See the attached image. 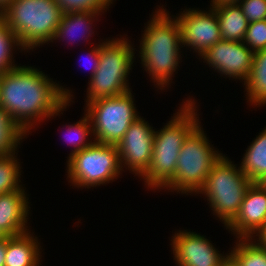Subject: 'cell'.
I'll return each mask as SVG.
<instances>
[{
  "label": "cell",
  "instance_id": "obj_2",
  "mask_svg": "<svg viewBox=\"0 0 266 266\" xmlns=\"http://www.w3.org/2000/svg\"><path fill=\"white\" fill-rule=\"evenodd\" d=\"M160 8L159 6L145 24L139 56L142 67L151 76L154 86L162 91L173 82L174 72L180 68V50L183 47L178 21L173 15L170 16L163 5Z\"/></svg>",
  "mask_w": 266,
  "mask_h": 266
},
{
  "label": "cell",
  "instance_id": "obj_35",
  "mask_svg": "<svg viewBox=\"0 0 266 266\" xmlns=\"http://www.w3.org/2000/svg\"><path fill=\"white\" fill-rule=\"evenodd\" d=\"M14 0H0V12H2Z\"/></svg>",
  "mask_w": 266,
  "mask_h": 266
},
{
  "label": "cell",
  "instance_id": "obj_19",
  "mask_svg": "<svg viewBox=\"0 0 266 266\" xmlns=\"http://www.w3.org/2000/svg\"><path fill=\"white\" fill-rule=\"evenodd\" d=\"M222 40L243 41L249 22L238 3L212 6Z\"/></svg>",
  "mask_w": 266,
  "mask_h": 266
},
{
  "label": "cell",
  "instance_id": "obj_5",
  "mask_svg": "<svg viewBox=\"0 0 266 266\" xmlns=\"http://www.w3.org/2000/svg\"><path fill=\"white\" fill-rule=\"evenodd\" d=\"M205 134L199 124L188 135L179 152L175 175L162 189L196 195L203 188L212 166L223 155Z\"/></svg>",
  "mask_w": 266,
  "mask_h": 266
},
{
  "label": "cell",
  "instance_id": "obj_16",
  "mask_svg": "<svg viewBox=\"0 0 266 266\" xmlns=\"http://www.w3.org/2000/svg\"><path fill=\"white\" fill-rule=\"evenodd\" d=\"M27 232L7 237L5 266H39L41 265V246L38 237Z\"/></svg>",
  "mask_w": 266,
  "mask_h": 266
},
{
  "label": "cell",
  "instance_id": "obj_3",
  "mask_svg": "<svg viewBox=\"0 0 266 266\" xmlns=\"http://www.w3.org/2000/svg\"><path fill=\"white\" fill-rule=\"evenodd\" d=\"M188 99L182 102L162 129L154 130L151 164L140 177L150 190L159 191L174 177L180 149L188 135L201 123L195 98Z\"/></svg>",
  "mask_w": 266,
  "mask_h": 266
},
{
  "label": "cell",
  "instance_id": "obj_6",
  "mask_svg": "<svg viewBox=\"0 0 266 266\" xmlns=\"http://www.w3.org/2000/svg\"><path fill=\"white\" fill-rule=\"evenodd\" d=\"M252 182L240 167L222 155L212 166L205 185L198 192L207 197L208 204L227 227L237 216L246 191Z\"/></svg>",
  "mask_w": 266,
  "mask_h": 266
},
{
  "label": "cell",
  "instance_id": "obj_37",
  "mask_svg": "<svg viewBox=\"0 0 266 266\" xmlns=\"http://www.w3.org/2000/svg\"><path fill=\"white\" fill-rule=\"evenodd\" d=\"M261 184L266 187V178L261 182Z\"/></svg>",
  "mask_w": 266,
  "mask_h": 266
},
{
  "label": "cell",
  "instance_id": "obj_17",
  "mask_svg": "<svg viewBox=\"0 0 266 266\" xmlns=\"http://www.w3.org/2000/svg\"><path fill=\"white\" fill-rule=\"evenodd\" d=\"M130 73L95 72L89 78L86 104L100 98L115 97L132 91L129 88Z\"/></svg>",
  "mask_w": 266,
  "mask_h": 266
},
{
  "label": "cell",
  "instance_id": "obj_30",
  "mask_svg": "<svg viewBox=\"0 0 266 266\" xmlns=\"http://www.w3.org/2000/svg\"><path fill=\"white\" fill-rule=\"evenodd\" d=\"M99 44H95V46L91 47V50L88 51V55H89V59L91 61V72H90V78L94 75L95 71L97 70V68L99 67V62H100V42H98ZM88 67V66H87Z\"/></svg>",
  "mask_w": 266,
  "mask_h": 266
},
{
  "label": "cell",
  "instance_id": "obj_36",
  "mask_svg": "<svg viewBox=\"0 0 266 266\" xmlns=\"http://www.w3.org/2000/svg\"><path fill=\"white\" fill-rule=\"evenodd\" d=\"M7 237H8V236L0 230V241H3V240L6 239Z\"/></svg>",
  "mask_w": 266,
  "mask_h": 266
},
{
  "label": "cell",
  "instance_id": "obj_29",
  "mask_svg": "<svg viewBox=\"0 0 266 266\" xmlns=\"http://www.w3.org/2000/svg\"><path fill=\"white\" fill-rule=\"evenodd\" d=\"M238 4L249 23L266 19V0H241Z\"/></svg>",
  "mask_w": 266,
  "mask_h": 266
},
{
  "label": "cell",
  "instance_id": "obj_21",
  "mask_svg": "<svg viewBox=\"0 0 266 266\" xmlns=\"http://www.w3.org/2000/svg\"><path fill=\"white\" fill-rule=\"evenodd\" d=\"M244 85L249 105H266V49L254 53L252 68Z\"/></svg>",
  "mask_w": 266,
  "mask_h": 266
},
{
  "label": "cell",
  "instance_id": "obj_26",
  "mask_svg": "<svg viewBox=\"0 0 266 266\" xmlns=\"http://www.w3.org/2000/svg\"><path fill=\"white\" fill-rule=\"evenodd\" d=\"M83 114H85L83 118H81L75 124L73 123L72 125H66V130L69 135L67 134L68 137L65 136V140H67V142L73 146V150L71 149V153L69 154L68 158L75 153L86 149L95 142L94 140L93 142L92 140L90 141L92 138L91 136H93L90 118L85 112ZM88 136H90V138Z\"/></svg>",
  "mask_w": 266,
  "mask_h": 266
},
{
  "label": "cell",
  "instance_id": "obj_13",
  "mask_svg": "<svg viewBox=\"0 0 266 266\" xmlns=\"http://www.w3.org/2000/svg\"><path fill=\"white\" fill-rule=\"evenodd\" d=\"M266 223V187L252 183L235 219L226 227L236 238H253Z\"/></svg>",
  "mask_w": 266,
  "mask_h": 266
},
{
  "label": "cell",
  "instance_id": "obj_31",
  "mask_svg": "<svg viewBox=\"0 0 266 266\" xmlns=\"http://www.w3.org/2000/svg\"><path fill=\"white\" fill-rule=\"evenodd\" d=\"M257 237V238H256ZM254 240H257L256 242L266 248V223L263 225V227L256 233V235L253 237Z\"/></svg>",
  "mask_w": 266,
  "mask_h": 266
},
{
  "label": "cell",
  "instance_id": "obj_10",
  "mask_svg": "<svg viewBox=\"0 0 266 266\" xmlns=\"http://www.w3.org/2000/svg\"><path fill=\"white\" fill-rule=\"evenodd\" d=\"M175 18L181 30L182 47L192 49L199 57L222 40L217 14L211 6L208 11L186 8Z\"/></svg>",
  "mask_w": 266,
  "mask_h": 266
},
{
  "label": "cell",
  "instance_id": "obj_33",
  "mask_svg": "<svg viewBox=\"0 0 266 266\" xmlns=\"http://www.w3.org/2000/svg\"><path fill=\"white\" fill-rule=\"evenodd\" d=\"M221 266H241L240 263L229 253L223 260Z\"/></svg>",
  "mask_w": 266,
  "mask_h": 266
},
{
  "label": "cell",
  "instance_id": "obj_9",
  "mask_svg": "<svg viewBox=\"0 0 266 266\" xmlns=\"http://www.w3.org/2000/svg\"><path fill=\"white\" fill-rule=\"evenodd\" d=\"M152 126L139 116L116 145L122 171L125 167L141 177L149 168L152 159L154 132Z\"/></svg>",
  "mask_w": 266,
  "mask_h": 266
},
{
  "label": "cell",
  "instance_id": "obj_11",
  "mask_svg": "<svg viewBox=\"0 0 266 266\" xmlns=\"http://www.w3.org/2000/svg\"><path fill=\"white\" fill-rule=\"evenodd\" d=\"M200 56L221 76L245 82L252 68L254 52L243 41L221 40Z\"/></svg>",
  "mask_w": 266,
  "mask_h": 266
},
{
  "label": "cell",
  "instance_id": "obj_20",
  "mask_svg": "<svg viewBox=\"0 0 266 266\" xmlns=\"http://www.w3.org/2000/svg\"><path fill=\"white\" fill-rule=\"evenodd\" d=\"M245 151L239 167L252 183H261L266 178V127Z\"/></svg>",
  "mask_w": 266,
  "mask_h": 266
},
{
  "label": "cell",
  "instance_id": "obj_28",
  "mask_svg": "<svg viewBox=\"0 0 266 266\" xmlns=\"http://www.w3.org/2000/svg\"><path fill=\"white\" fill-rule=\"evenodd\" d=\"M243 42L254 53L266 49V19L249 23Z\"/></svg>",
  "mask_w": 266,
  "mask_h": 266
},
{
  "label": "cell",
  "instance_id": "obj_18",
  "mask_svg": "<svg viewBox=\"0 0 266 266\" xmlns=\"http://www.w3.org/2000/svg\"><path fill=\"white\" fill-rule=\"evenodd\" d=\"M100 14L101 13L95 12L62 13L60 23L53 35V38L51 39V42H54V40L57 41V39L60 41L62 40V42L67 39L68 42L73 41L76 39L77 34L80 35L77 37L82 38V40L84 37L87 40L89 36L92 37V34L94 33L92 24L95 20L98 21V16H100Z\"/></svg>",
  "mask_w": 266,
  "mask_h": 266
},
{
  "label": "cell",
  "instance_id": "obj_1",
  "mask_svg": "<svg viewBox=\"0 0 266 266\" xmlns=\"http://www.w3.org/2000/svg\"><path fill=\"white\" fill-rule=\"evenodd\" d=\"M71 93L33 66L18 65L0 75V108L26 135L65 111L73 102Z\"/></svg>",
  "mask_w": 266,
  "mask_h": 266
},
{
  "label": "cell",
  "instance_id": "obj_12",
  "mask_svg": "<svg viewBox=\"0 0 266 266\" xmlns=\"http://www.w3.org/2000/svg\"><path fill=\"white\" fill-rule=\"evenodd\" d=\"M171 241L173 260L178 266H221L229 254H220L211 241L193 231L180 230Z\"/></svg>",
  "mask_w": 266,
  "mask_h": 266
},
{
  "label": "cell",
  "instance_id": "obj_25",
  "mask_svg": "<svg viewBox=\"0 0 266 266\" xmlns=\"http://www.w3.org/2000/svg\"><path fill=\"white\" fill-rule=\"evenodd\" d=\"M16 47L18 51L19 49L20 51H24L17 36L10 30V28L5 24V21L0 17V75L12 70L17 66V64H14L15 62L13 57Z\"/></svg>",
  "mask_w": 266,
  "mask_h": 266
},
{
  "label": "cell",
  "instance_id": "obj_14",
  "mask_svg": "<svg viewBox=\"0 0 266 266\" xmlns=\"http://www.w3.org/2000/svg\"><path fill=\"white\" fill-rule=\"evenodd\" d=\"M29 197L24 187L20 190L0 194V230L8 237L29 232Z\"/></svg>",
  "mask_w": 266,
  "mask_h": 266
},
{
  "label": "cell",
  "instance_id": "obj_24",
  "mask_svg": "<svg viewBox=\"0 0 266 266\" xmlns=\"http://www.w3.org/2000/svg\"><path fill=\"white\" fill-rule=\"evenodd\" d=\"M16 153L0 156V194L14 192L23 188L22 184H20L22 183L20 180L21 164H19Z\"/></svg>",
  "mask_w": 266,
  "mask_h": 266
},
{
  "label": "cell",
  "instance_id": "obj_4",
  "mask_svg": "<svg viewBox=\"0 0 266 266\" xmlns=\"http://www.w3.org/2000/svg\"><path fill=\"white\" fill-rule=\"evenodd\" d=\"M61 16L55 0H14L0 12V17L27 52L51 43Z\"/></svg>",
  "mask_w": 266,
  "mask_h": 266
},
{
  "label": "cell",
  "instance_id": "obj_8",
  "mask_svg": "<svg viewBox=\"0 0 266 266\" xmlns=\"http://www.w3.org/2000/svg\"><path fill=\"white\" fill-rule=\"evenodd\" d=\"M131 92L86 104L84 111L90 118L95 142L117 145L139 117Z\"/></svg>",
  "mask_w": 266,
  "mask_h": 266
},
{
  "label": "cell",
  "instance_id": "obj_22",
  "mask_svg": "<svg viewBox=\"0 0 266 266\" xmlns=\"http://www.w3.org/2000/svg\"><path fill=\"white\" fill-rule=\"evenodd\" d=\"M236 245L229 253L241 266H266V248L253 238H236Z\"/></svg>",
  "mask_w": 266,
  "mask_h": 266
},
{
  "label": "cell",
  "instance_id": "obj_32",
  "mask_svg": "<svg viewBox=\"0 0 266 266\" xmlns=\"http://www.w3.org/2000/svg\"><path fill=\"white\" fill-rule=\"evenodd\" d=\"M6 250H7V238L4 239L3 241H0V266H5Z\"/></svg>",
  "mask_w": 266,
  "mask_h": 266
},
{
  "label": "cell",
  "instance_id": "obj_7",
  "mask_svg": "<svg viewBox=\"0 0 266 266\" xmlns=\"http://www.w3.org/2000/svg\"><path fill=\"white\" fill-rule=\"evenodd\" d=\"M66 172L74 188L89 189L115 181L122 174L116 145L94 142L68 158Z\"/></svg>",
  "mask_w": 266,
  "mask_h": 266
},
{
  "label": "cell",
  "instance_id": "obj_23",
  "mask_svg": "<svg viewBox=\"0 0 266 266\" xmlns=\"http://www.w3.org/2000/svg\"><path fill=\"white\" fill-rule=\"evenodd\" d=\"M26 134L12 121L10 115L0 108V156L17 151Z\"/></svg>",
  "mask_w": 266,
  "mask_h": 266
},
{
  "label": "cell",
  "instance_id": "obj_27",
  "mask_svg": "<svg viewBox=\"0 0 266 266\" xmlns=\"http://www.w3.org/2000/svg\"><path fill=\"white\" fill-rule=\"evenodd\" d=\"M62 13L95 12L104 13L113 0H55Z\"/></svg>",
  "mask_w": 266,
  "mask_h": 266
},
{
  "label": "cell",
  "instance_id": "obj_15",
  "mask_svg": "<svg viewBox=\"0 0 266 266\" xmlns=\"http://www.w3.org/2000/svg\"><path fill=\"white\" fill-rule=\"evenodd\" d=\"M128 38L106 39L100 43V62L95 72L130 73L135 49Z\"/></svg>",
  "mask_w": 266,
  "mask_h": 266
},
{
  "label": "cell",
  "instance_id": "obj_34",
  "mask_svg": "<svg viewBox=\"0 0 266 266\" xmlns=\"http://www.w3.org/2000/svg\"><path fill=\"white\" fill-rule=\"evenodd\" d=\"M241 0H211V7L216 5L234 4L239 3Z\"/></svg>",
  "mask_w": 266,
  "mask_h": 266
}]
</instances>
